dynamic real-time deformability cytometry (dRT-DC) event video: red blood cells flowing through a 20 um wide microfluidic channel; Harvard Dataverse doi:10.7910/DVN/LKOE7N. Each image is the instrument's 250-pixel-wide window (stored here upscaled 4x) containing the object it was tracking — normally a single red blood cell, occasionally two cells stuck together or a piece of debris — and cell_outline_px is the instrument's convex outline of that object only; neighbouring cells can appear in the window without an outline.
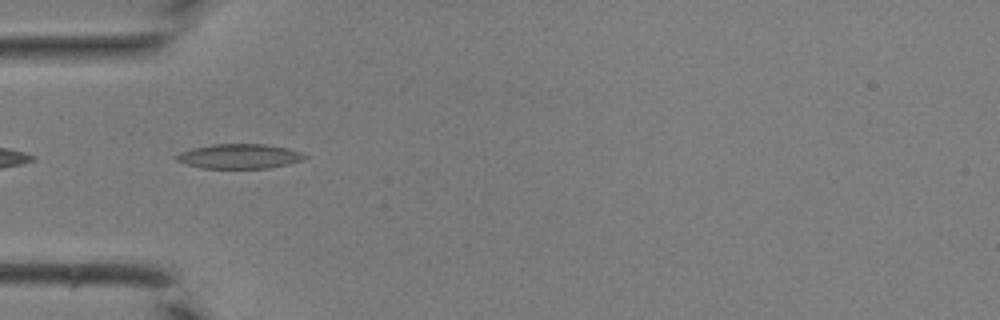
{"species": "common noctule bat (a hibernating species)", "species_latin": "Nyctalus noctula", "temperature_condition": "room temperature", "stored_images_in_passage": 29, "camera_frame_rate_fps": 3000, "um_per_image_px": 0.085, "animal": {"sex": "male", "body_mass_g": 19.0, "forearm_length_mm": 50.8}, "frame": {"image": 1, "passage_image": 1, "time_ms": 0.0, "image_size_px": [1000, 320], "cell_outline_px": [[308, 156], [300, 160], [288, 164], [268, 168], [200, 168], [176, 160], [176, 156], [180, 152], [192, 148], [212, 144], [264, 144], [284, 148], [300, 152]], "centroid_in_image_um": [20.31, 13.28], "position_along_channel_um": 64.7, "area_um2": 18.15}}
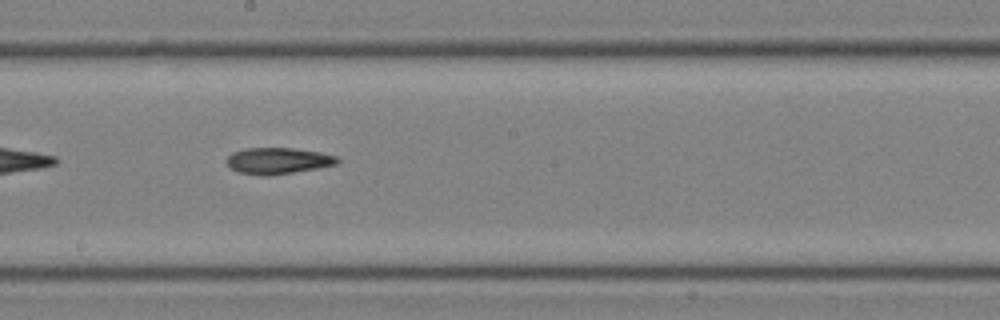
{"frame": {"image": 2, "passage_image": 11, "time_ms": 3.333, "image_size_px": [1000, 320], "cell_outline_px": [[340, 160], [336, 164], [316, 168], [268, 176], [260, 176], [240, 172], [232, 168], [224, 160], [232, 152], [248, 148], [292, 148], [320, 152], [336, 156]], "centroid_in_image_um": [23.6, 13.66], "position_along_channel_um": 224.6, "area_um2": 16.82}}
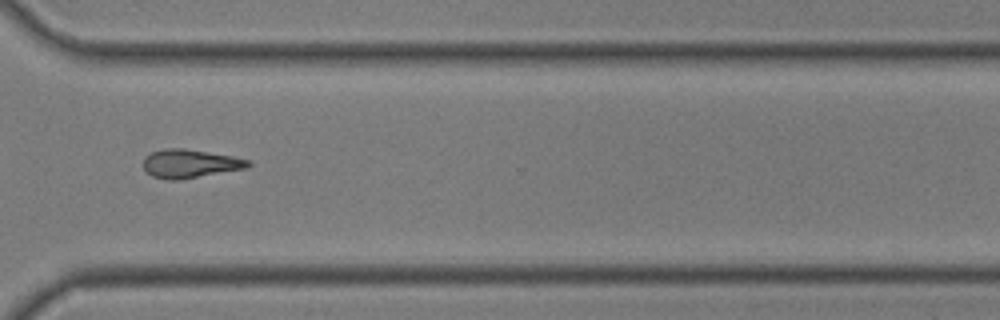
{"frame": {"image": 3, "passage_image": 19, "time_ms": 6.0, "image_size_px": [1000, 320], "cell_outline_px": [[252, 164], [248, 168], [180, 180], [168, 180], [152, 176], [144, 168], [144, 156], [152, 152], [164, 148], [184, 148], [232, 156], [248, 160]], "centroid_in_image_um": [16.15, 13.91], "position_along_channel_um": 354.4, "area_um2": 17.46}}